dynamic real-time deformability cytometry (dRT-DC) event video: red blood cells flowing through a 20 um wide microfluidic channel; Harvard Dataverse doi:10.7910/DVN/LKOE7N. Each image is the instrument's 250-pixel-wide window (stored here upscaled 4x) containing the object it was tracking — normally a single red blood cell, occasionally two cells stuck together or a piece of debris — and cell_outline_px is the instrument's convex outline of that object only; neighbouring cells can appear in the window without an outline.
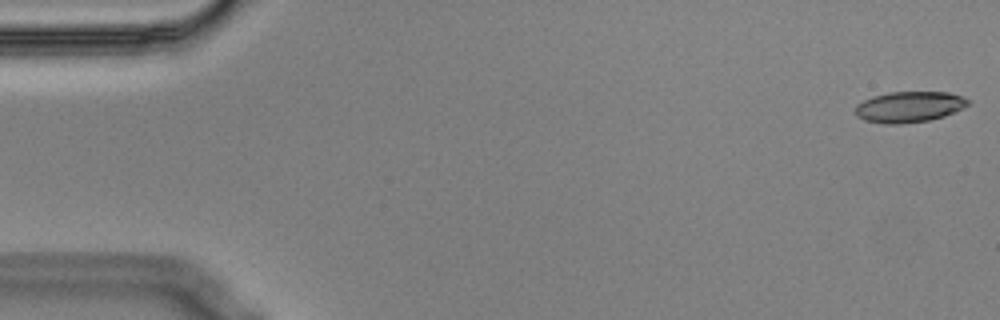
{"species": "Egyptian fruit bat (a non-hibernating species)", "species_latin": "Rousettus aegyptiacus", "temperature_condition": "cold", "stored_images_in_passage": 56, "camera_frame_rate_fps": 3000, "um_per_image_px": 0.085, "animal": {"sex": "male"}, "frame": {"image": 1, "passage_image": 1, "time_ms": 0.0, "image_size_px": [1000, 320], "cell_outline_px": [[968, 104], [964, 108], [944, 116], [928, 120], [900, 124], [884, 124], [864, 120], [856, 116], [856, 104], [872, 96], [888, 92], [948, 92], [964, 96], [968, 100]], "centroid_in_image_um": [77.27, 9.08], "position_along_channel_um": 7.7, "area_um2": 20.35}}
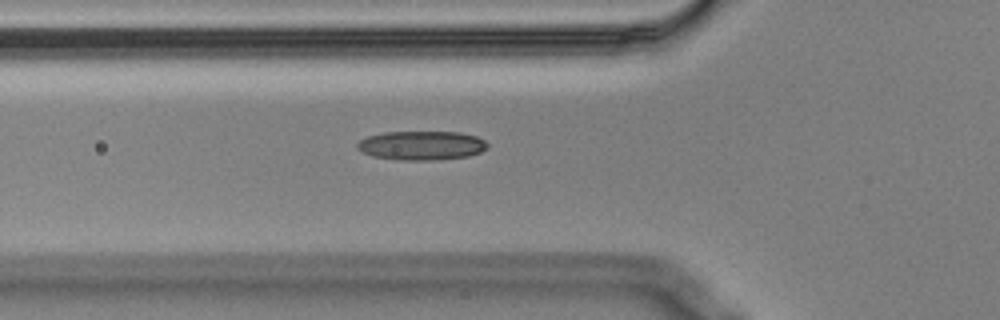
{"frame": {"image": 2, "passage_image": 19, "time_ms": 6.0, "image_size_px": [1000, 320], "cell_outline_px": [[488, 148], [480, 152], [468, 156], [428, 160], [400, 160], [372, 156], [356, 148], [356, 144], [360, 140], [368, 136], [384, 132], [460, 132], [476, 136], [484, 140], [488, 144]], "centroid_in_image_um": [35.83, 12.36], "position_along_channel_um": 90.0, "area_um2": 21.96}}
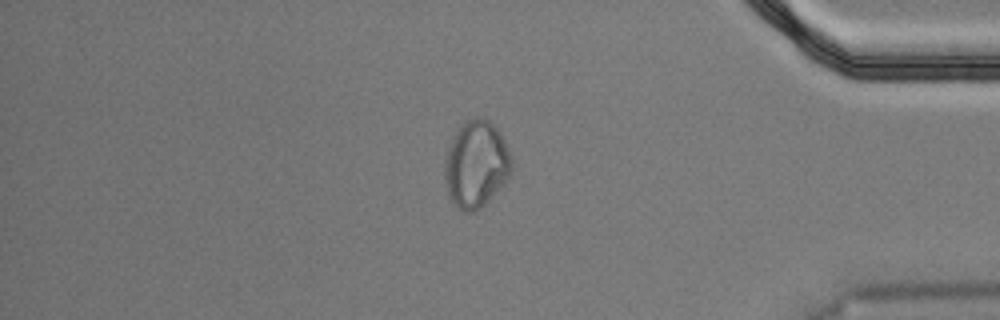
{"frame": {"image": 3, "passage_image": 47, "time_ms": 15.333, "image_size_px": [1000, 320], "cell_outline_px": [[512, 172], [504, 184], [480, 208], [472, 212], [464, 212], [456, 208], [452, 204], [448, 192], [444, 176], [444, 156], [452, 136], [456, 128], [460, 124], [476, 116], [488, 120], [500, 132], [504, 140], [512, 160]], "centroid_in_image_um": [40.44, 13.95], "position_along_channel_um": 394.8, "area_um2": 34.28}}